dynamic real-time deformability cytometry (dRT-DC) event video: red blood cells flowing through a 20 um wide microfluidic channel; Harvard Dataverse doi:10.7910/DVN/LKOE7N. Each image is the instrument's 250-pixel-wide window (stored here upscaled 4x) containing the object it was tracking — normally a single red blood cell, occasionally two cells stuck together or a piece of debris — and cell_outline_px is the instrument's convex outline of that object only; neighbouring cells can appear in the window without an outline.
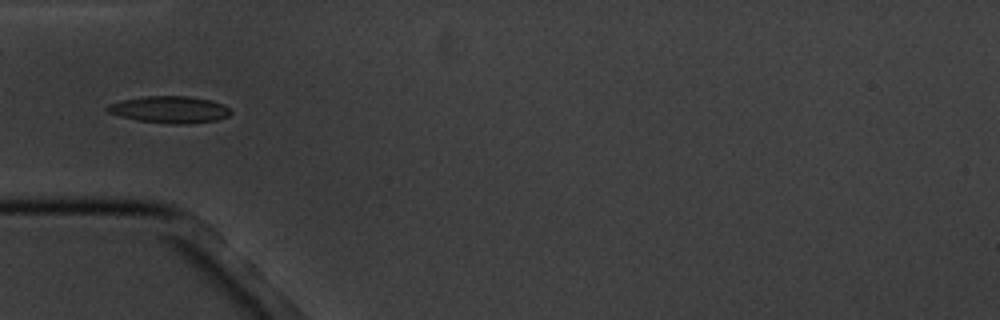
{"species": "common noctule bat (a hibernating species)", "species_latin": "Nyctalus noctula", "temperature_condition": "cold", "stored_images_in_passage": 8, "camera_frame_rate_fps": 3000, "um_per_image_px": 0.085, "animal": {"sex": "male", "body_mass_g": 20.1, "forearm_length_mm": 53.5}, "frame": {"image": 1, "passage_image": 4, "time_ms": 3.667, "image_size_px": [1000, 320], "cell_outline_px": [[232, 112], [228, 116], [216, 120], [188, 124], [168, 124], [136, 120], [120, 116], [108, 112], [104, 108], [108, 104], [124, 100], [144, 96], [188, 96], [208, 100], [220, 104], [228, 108]], "centroid_in_image_um": [14.38, 9.32], "position_along_channel_um": 70.6, "area_um2": 19.19}}
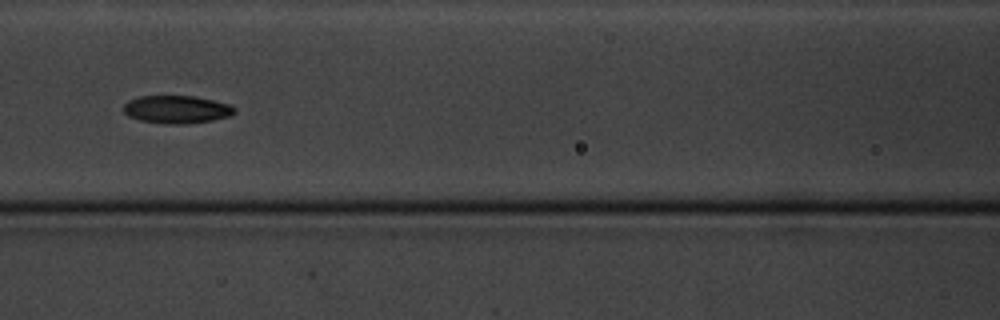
{"frame": {"image": 2, "passage_image": 6, "time_ms": 6.0, "image_size_px": [1000, 320], "cell_outline_px": [[236, 112], [228, 116], [212, 120], [188, 124], [168, 124], [140, 120], [128, 116], [124, 112], [124, 104], [128, 100], [140, 96], [192, 96], [216, 100], [232, 104], [236, 108]], "centroid_in_image_um": [15.05, 9.29], "position_along_channel_um": 151.5, "area_um2": 18.15}}
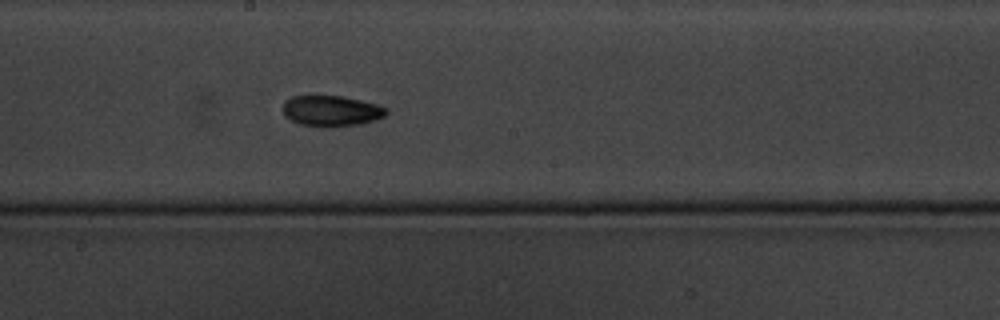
{"frame": {"image": 3, "passage_image": 8, "time_ms": 8.0, "image_size_px": [1000, 320], "cell_outline_px": [[388, 112], [384, 116], [360, 124], [332, 128], [320, 128], [300, 124], [284, 116], [284, 100], [292, 96], [344, 96], [376, 104], [388, 108]], "centroid_in_image_um": [28.15, 9.44], "position_along_channel_um": 220.0, "area_um2": 18.73}}